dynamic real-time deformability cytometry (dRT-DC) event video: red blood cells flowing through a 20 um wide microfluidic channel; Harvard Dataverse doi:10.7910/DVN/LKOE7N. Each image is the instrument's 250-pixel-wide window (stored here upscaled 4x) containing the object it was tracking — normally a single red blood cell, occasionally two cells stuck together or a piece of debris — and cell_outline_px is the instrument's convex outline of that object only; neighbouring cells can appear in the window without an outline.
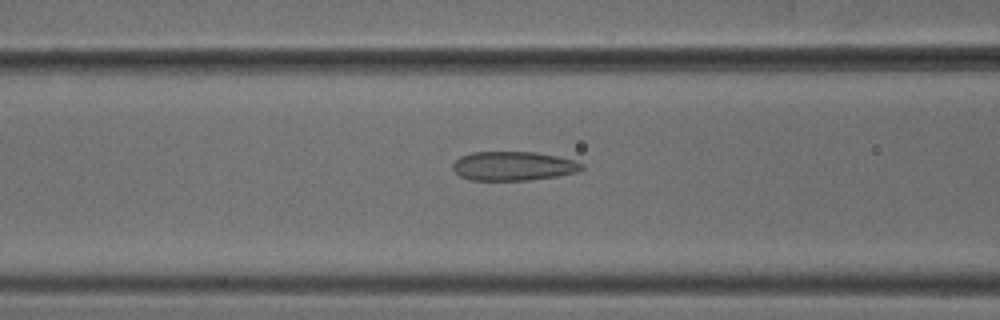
{"species": "common noctule bat (a hibernating species)", "species_latin": "Nyctalus noctula", "temperature_condition": "cold", "stored_images_in_passage": 52, "camera_frame_rate_fps": 3000, "um_per_image_px": 0.085, "animal": {"sex": "male", "body_mass_g": 18.8}, "frame": {"image": 1, "passage_image": 21, "time_ms": 6.667, "image_size_px": [1000, 320], "cell_outline_px": [[584, 168], [576, 172], [556, 176], [528, 180], [472, 180], [460, 176], [452, 168], [452, 164], [460, 156], [472, 152], [532, 152], [556, 156], [572, 160], [584, 164]], "centroid_in_image_um": [43.6, 14.11], "position_along_channel_um": 123.0, "area_um2": 21.68}}
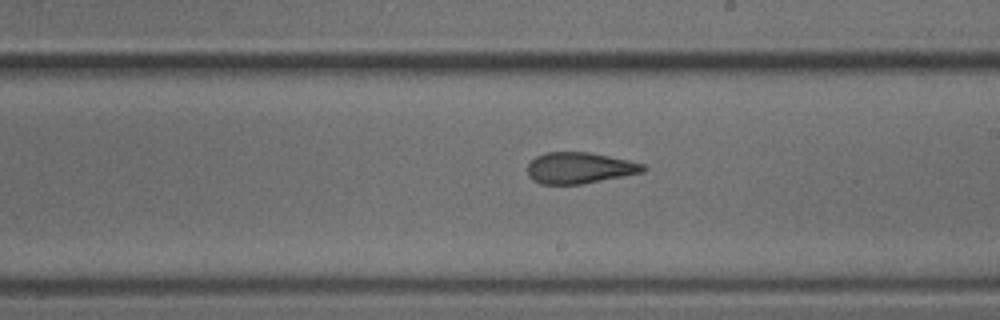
{"frame": {"image": 2, "passage_image": 30, "time_ms": 9.667, "image_size_px": [1000, 320], "cell_outline_px": [[648, 168], [644, 172], [584, 184], [540, 184], [532, 180], [528, 176], [528, 164], [536, 156], [544, 152], [588, 152], [628, 160], [644, 164]], "centroid_in_image_um": [49.26, 14.28], "position_along_channel_um": 239.7, "area_um2": 21.15}}
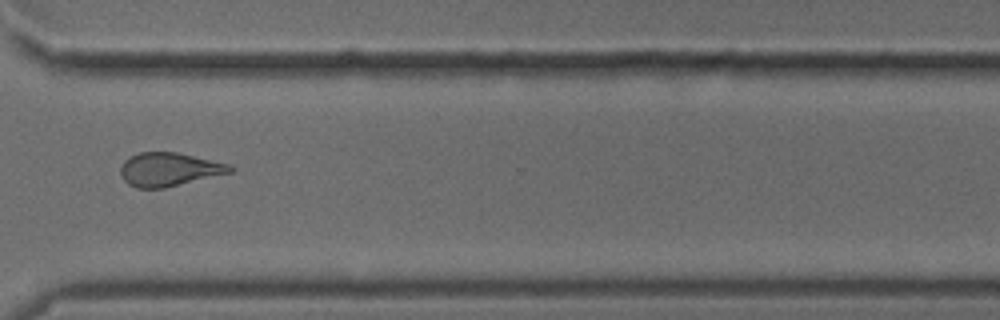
{"frame": {"image": 3, "passage_image": 39, "time_ms": 12.667, "image_size_px": [1000, 320], "cell_outline_px": [[236, 168], [232, 172], [164, 188], [136, 188], [128, 184], [124, 180], [120, 172], [120, 168], [124, 160], [140, 152], [176, 152], [232, 164]], "centroid_in_image_um": [14.4, 14.4], "position_along_channel_um": 356.2, "area_um2": 21.44}, "authors_computed_cell_mechanics": {"area_um2": 22.0218, "velocity_mm_per_s": 3.887, "shape_relaxation_time_tau1_ms": 9.253, "shape_relaxation_time_tau2_ms": 2.1575, "deformation_change_tau1": 0.184, "deformation_change_tau2": 0.1002}}